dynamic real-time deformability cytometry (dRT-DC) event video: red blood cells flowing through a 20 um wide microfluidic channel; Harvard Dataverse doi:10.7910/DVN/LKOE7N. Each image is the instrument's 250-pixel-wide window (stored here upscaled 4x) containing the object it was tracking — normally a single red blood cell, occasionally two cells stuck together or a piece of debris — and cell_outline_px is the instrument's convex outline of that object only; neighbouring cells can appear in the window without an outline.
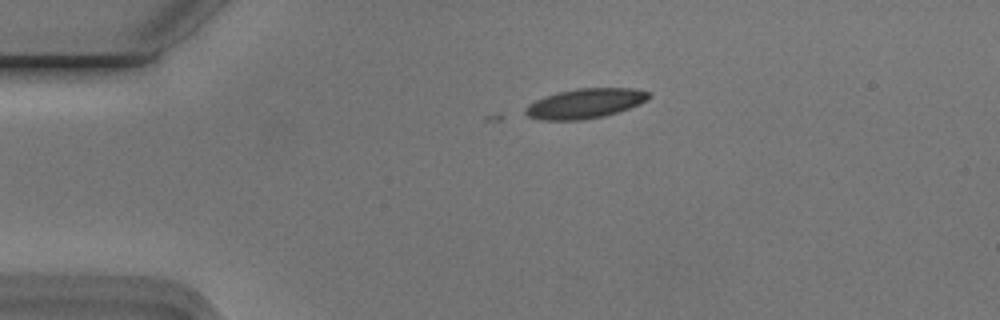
{"species": "Egyptian fruit bat (a non-hibernating species)", "species_latin": "Rousettus aegyptiacus", "temperature_condition": "cold", "stored_images_in_passage": 5, "camera_frame_rate_fps": 3000, "um_per_image_px": 0.085, "animal": {"sex": "male"}, "frame": {"image": 1, "passage_image": 2, "time_ms": 0.333, "image_size_px": [1000, 320], "cell_outline_px": [[652, 96], [648, 100], [640, 104], [604, 116], [580, 120], [540, 120], [528, 116], [524, 112], [524, 108], [528, 104], [544, 96], [576, 88], [632, 88], [648, 92]], "centroid_in_image_um": [49.72, 8.79], "position_along_channel_um": 35.3, "area_um2": 21.39}}
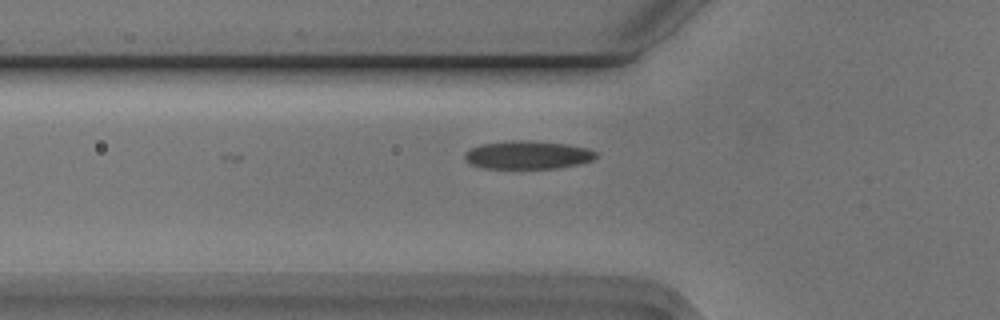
{"frame": {"image": 2, "passage_image": 4, "time_ms": 1.0, "image_size_px": [1000, 320], "cell_outline_px": [[596, 156], [592, 160], [580, 164], [556, 168], [480, 168], [468, 164], [464, 160], [464, 152], [480, 144], [512, 140], [532, 140], [568, 144], [588, 148], [596, 152]], "centroid_in_image_um": [44.81, 13.16], "position_along_channel_um": 81.0, "area_um2": 21.85}}